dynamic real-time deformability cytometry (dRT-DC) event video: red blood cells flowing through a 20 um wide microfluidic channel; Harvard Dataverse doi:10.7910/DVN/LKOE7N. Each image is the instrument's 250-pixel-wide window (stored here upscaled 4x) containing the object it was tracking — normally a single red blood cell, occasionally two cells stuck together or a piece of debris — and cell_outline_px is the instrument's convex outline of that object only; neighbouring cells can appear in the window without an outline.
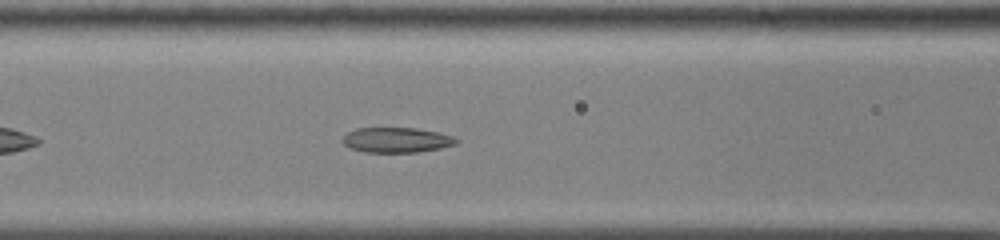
{"species": "common noctule bat (a hibernating species)", "species_latin": "Nyctalus noctula", "temperature_condition": "cold", "stored_images_in_passage": 43, "camera_frame_rate_fps": 3000, "um_per_image_px": 0.085, "animal": {"sex": "male", "body_mass_g": 13.0, "forearm_length_mm": 53.1}, "frame": {"image": 1, "passage_image": 11, "time_ms": 3.333, "image_size_px": [1000, 240], "cell_outline_px": [[460, 140], [456, 144], [440, 148], [416, 152], [364, 152], [352, 148], [344, 144], [344, 136], [348, 132], [356, 128], [416, 128], [440, 132], [452, 136]], "centroid_in_image_um": [33.75, 11.89], "position_along_channel_um": 132.8, "area_um2": 16.53}}
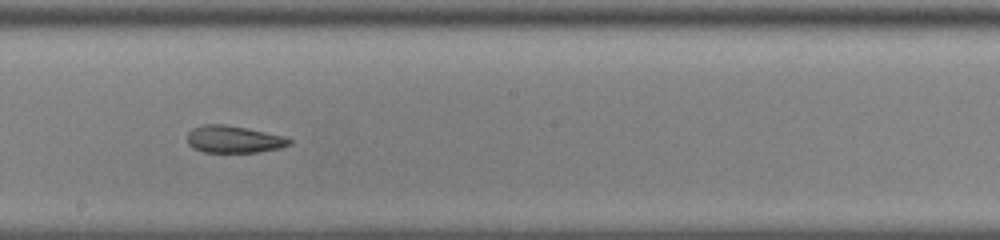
{"frame": {"image": 2, "passage_image": 19, "time_ms": 6.0, "image_size_px": [1000, 240], "cell_outline_px": [[292, 144], [280, 148], [256, 152], [204, 152], [192, 148], [188, 144], [188, 132], [192, 128], [204, 124], [224, 124], [264, 132], [280, 136], [292, 140]], "centroid_in_image_um": [19.82, 11.85], "position_along_channel_um": 228.4, "area_um2": 15.95}}
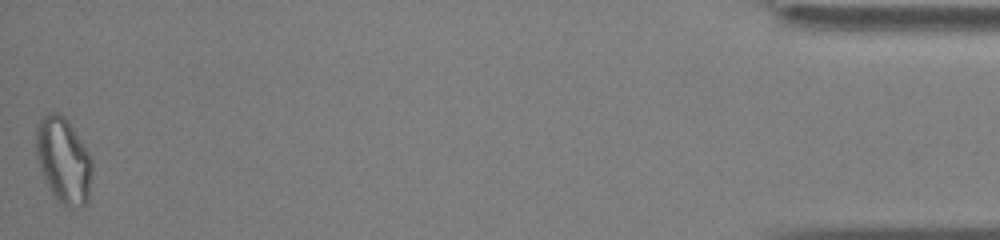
{"frame": {"image": 3, "passage_image": 43, "time_ms": 14.0, "image_size_px": [1000, 240], "cell_outline_px": [[92, 172], [88, 200], [80, 208], [68, 208], [60, 204], [52, 196], [40, 168], [36, 156], [36, 124], [48, 112], [60, 112], [68, 120], [92, 156]], "centroid_in_image_um": [5.4, 13.64], "position_along_channel_um": 429.8, "area_um2": 28.55}, "authors_computed_cell_mechanics": {"area_um2": 18.0914, "velocity_mm_per_s": 3.5839, "shape_relaxation_time_tau1_ms": null, "shape_relaxation_time_tau2_ms": 3.0736, "deformation_change_tau1": null, "deformation_change_tau2": 0.0781}}